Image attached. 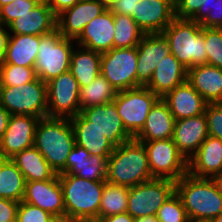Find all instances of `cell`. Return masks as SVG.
I'll list each match as a JSON object with an SVG mask.
<instances>
[{
  "label": "cell",
  "mask_w": 222,
  "mask_h": 222,
  "mask_svg": "<svg viewBox=\"0 0 222 222\" xmlns=\"http://www.w3.org/2000/svg\"><path fill=\"white\" fill-rule=\"evenodd\" d=\"M145 146L135 138L115 146L107 159L106 181L134 187L152 180Z\"/></svg>",
  "instance_id": "7a4b0ae2"
},
{
  "label": "cell",
  "mask_w": 222,
  "mask_h": 222,
  "mask_svg": "<svg viewBox=\"0 0 222 222\" xmlns=\"http://www.w3.org/2000/svg\"><path fill=\"white\" fill-rule=\"evenodd\" d=\"M158 222H190L180 197L174 192L158 209Z\"/></svg>",
  "instance_id": "74e56055"
},
{
  "label": "cell",
  "mask_w": 222,
  "mask_h": 222,
  "mask_svg": "<svg viewBox=\"0 0 222 222\" xmlns=\"http://www.w3.org/2000/svg\"><path fill=\"white\" fill-rule=\"evenodd\" d=\"M113 48L137 47L145 34L130 16L114 14Z\"/></svg>",
  "instance_id": "e575fe53"
},
{
  "label": "cell",
  "mask_w": 222,
  "mask_h": 222,
  "mask_svg": "<svg viewBox=\"0 0 222 222\" xmlns=\"http://www.w3.org/2000/svg\"><path fill=\"white\" fill-rule=\"evenodd\" d=\"M220 184H221V187H222V177L221 178H218Z\"/></svg>",
  "instance_id": "6f0895ef"
},
{
  "label": "cell",
  "mask_w": 222,
  "mask_h": 222,
  "mask_svg": "<svg viewBox=\"0 0 222 222\" xmlns=\"http://www.w3.org/2000/svg\"><path fill=\"white\" fill-rule=\"evenodd\" d=\"M80 114L101 131L115 146L123 144L132 137L126 132L115 102L91 106L80 111Z\"/></svg>",
  "instance_id": "e0dca14e"
},
{
  "label": "cell",
  "mask_w": 222,
  "mask_h": 222,
  "mask_svg": "<svg viewBox=\"0 0 222 222\" xmlns=\"http://www.w3.org/2000/svg\"><path fill=\"white\" fill-rule=\"evenodd\" d=\"M171 54L162 33L144 34L137 45V87L146 86L158 64Z\"/></svg>",
  "instance_id": "4fadbf2b"
},
{
  "label": "cell",
  "mask_w": 222,
  "mask_h": 222,
  "mask_svg": "<svg viewBox=\"0 0 222 222\" xmlns=\"http://www.w3.org/2000/svg\"><path fill=\"white\" fill-rule=\"evenodd\" d=\"M45 3L52 9L57 16L62 11L73 7L80 0H44Z\"/></svg>",
  "instance_id": "bcb514c9"
},
{
  "label": "cell",
  "mask_w": 222,
  "mask_h": 222,
  "mask_svg": "<svg viewBox=\"0 0 222 222\" xmlns=\"http://www.w3.org/2000/svg\"><path fill=\"white\" fill-rule=\"evenodd\" d=\"M188 173L199 178L222 177V141L208 136L188 161Z\"/></svg>",
  "instance_id": "44dd1931"
},
{
  "label": "cell",
  "mask_w": 222,
  "mask_h": 222,
  "mask_svg": "<svg viewBox=\"0 0 222 222\" xmlns=\"http://www.w3.org/2000/svg\"><path fill=\"white\" fill-rule=\"evenodd\" d=\"M19 202L0 198V222H16Z\"/></svg>",
  "instance_id": "ee69618b"
},
{
  "label": "cell",
  "mask_w": 222,
  "mask_h": 222,
  "mask_svg": "<svg viewBox=\"0 0 222 222\" xmlns=\"http://www.w3.org/2000/svg\"><path fill=\"white\" fill-rule=\"evenodd\" d=\"M25 187L26 180L23 174L9 159L0 172V198L21 202L25 195Z\"/></svg>",
  "instance_id": "1f68e13d"
},
{
  "label": "cell",
  "mask_w": 222,
  "mask_h": 222,
  "mask_svg": "<svg viewBox=\"0 0 222 222\" xmlns=\"http://www.w3.org/2000/svg\"><path fill=\"white\" fill-rule=\"evenodd\" d=\"M190 222H210L222 213V187L218 179L186 173L175 182Z\"/></svg>",
  "instance_id": "6da1fadb"
},
{
  "label": "cell",
  "mask_w": 222,
  "mask_h": 222,
  "mask_svg": "<svg viewBox=\"0 0 222 222\" xmlns=\"http://www.w3.org/2000/svg\"><path fill=\"white\" fill-rule=\"evenodd\" d=\"M58 177L65 216L73 222H97L105 181H90L72 174H58Z\"/></svg>",
  "instance_id": "277c9868"
},
{
  "label": "cell",
  "mask_w": 222,
  "mask_h": 222,
  "mask_svg": "<svg viewBox=\"0 0 222 222\" xmlns=\"http://www.w3.org/2000/svg\"><path fill=\"white\" fill-rule=\"evenodd\" d=\"M210 0H176L175 16L179 19H190L201 23L208 15Z\"/></svg>",
  "instance_id": "8d00e7d4"
},
{
  "label": "cell",
  "mask_w": 222,
  "mask_h": 222,
  "mask_svg": "<svg viewBox=\"0 0 222 222\" xmlns=\"http://www.w3.org/2000/svg\"><path fill=\"white\" fill-rule=\"evenodd\" d=\"M208 10L207 17L200 25L204 28H222V0H210Z\"/></svg>",
  "instance_id": "7bdbcfd3"
},
{
  "label": "cell",
  "mask_w": 222,
  "mask_h": 222,
  "mask_svg": "<svg viewBox=\"0 0 222 222\" xmlns=\"http://www.w3.org/2000/svg\"><path fill=\"white\" fill-rule=\"evenodd\" d=\"M97 222H135L128 212L100 218Z\"/></svg>",
  "instance_id": "7dc6e473"
},
{
  "label": "cell",
  "mask_w": 222,
  "mask_h": 222,
  "mask_svg": "<svg viewBox=\"0 0 222 222\" xmlns=\"http://www.w3.org/2000/svg\"><path fill=\"white\" fill-rule=\"evenodd\" d=\"M109 156H90L86 149L77 144L68 155L65 174H72L90 181H106Z\"/></svg>",
  "instance_id": "603a6c76"
},
{
  "label": "cell",
  "mask_w": 222,
  "mask_h": 222,
  "mask_svg": "<svg viewBox=\"0 0 222 222\" xmlns=\"http://www.w3.org/2000/svg\"><path fill=\"white\" fill-rule=\"evenodd\" d=\"M42 0H17L0 8V25L7 27L13 20L35 8Z\"/></svg>",
  "instance_id": "ab89813d"
},
{
  "label": "cell",
  "mask_w": 222,
  "mask_h": 222,
  "mask_svg": "<svg viewBox=\"0 0 222 222\" xmlns=\"http://www.w3.org/2000/svg\"><path fill=\"white\" fill-rule=\"evenodd\" d=\"M41 36L9 34L5 55L0 64L34 68Z\"/></svg>",
  "instance_id": "f1b7e54d"
},
{
  "label": "cell",
  "mask_w": 222,
  "mask_h": 222,
  "mask_svg": "<svg viewBox=\"0 0 222 222\" xmlns=\"http://www.w3.org/2000/svg\"><path fill=\"white\" fill-rule=\"evenodd\" d=\"M208 136L205 114L175 121L172 139L187 161L198 151Z\"/></svg>",
  "instance_id": "d6986e66"
},
{
  "label": "cell",
  "mask_w": 222,
  "mask_h": 222,
  "mask_svg": "<svg viewBox=\"0 0 222 222\" xmlns=\"http://www.w3.org/2000/svg\"><path fill=\"white\" fill-rule=\"evenodd\" d=\"M132 18L145 33H162L176 18L174 0H143L133 11Z\"/></svg>",
  "instance_id": "2e32d148"
},
{
  "label": "cell",
  "mask_w": 222,
  "mask_h": 222,
  "mask_svg": "<svg viewBox=\"0 0 222 222\" xmlns=\"http://www.w3.org/2000/svg\"><path fill=\"white\" fill-rule=\"evenodd\" d=\"M175 192V181L153 178L129 187L127 211L133 218L156 216L158 209Z\"/></svg>",
  "instance_id": "9c48e42d"
},
{
  "label": "cell",
  "mask_w": 222,
  "mask_h": 222,
  "mask_svg": "<svg viewBox=\"0 0 222 222\" xmlns=\"http://www.w3.org/2000/svg\"><path fill=\"white\" fill-rule=\"evenodd\" d=\"M114 14L106 9L91 20L76 38L79 47L100 53L109 51L114 43Z\"/></svg>",
  "instance_id": "ffe728a7"
},
{
  "label": "cell",
  "mask_w": 222,
  "mask_h": 222,
  "mask_svg": "<svg viewBox=\"0 0 222 222\" xmlns=\"http://www.w3.org/2000/svg\"><path fill=\"white\" fill-rule=\"evenodd\" d=\"M160 97L146 86L118 91L115 102L126 132L134 138L143 128L151 108Z\"/></svg>",
  "instance_id": "ba28073f"
},
{
  "label": "cell",
  "mask_w": 222,
  "mask_h": 222,
  "mask_svg": "<svg viewBox=\"0 0 222 222\" xmlns=\"http://www.w3.org/2000/svg\"><path fill=\"white\" fill-rule=\"evenodd\" d=\"M105 10L97 0H80L57 15V30L63 37L75 40L85 26Z\"/></svg>",
  "instance_id": "ac0fdd59"
},
{
  "label": "cell",
  "mask_w": 222,
  "mask_h": 222,
  "mask_svg": "<svg viewBox=\"0 0 222 222\" xmlns=\"http://www.w3.org/2000/svg\"><path fill=\"white\" fill-rule=\"evenodd\" d=\"M75 145L74 131L69 118H40L36 127L34 146L56 174H65L68 155Z\"/></svg>",
  "instance_id": "3957f363"
},
{
  "label": "cell",
  "mask_w": 222,
  "mask_h": 222,
  "mask_svg": "<svg viewBox=\"0 0 222 222\" xmlns=\"http://www.w3.org/2000/svg\"><path fill=\"white\" fill-rule=\"evenodd\" d=\"M162 99L175 120L204 114L207 104L187 81L168 92Z\"/></svg>",
  "instance_id": "cb8c5ba5"
},
{
  "label": "cell",
  "mask_w": 222,
  "mask_h": 222,
  "mask_svg": "<svg viewBox=\"0 0 222 222\" xmlns=\"http://www.w3.org/2000/svg\"><path fill=\"white\" fill-rule=\"evenodd\" d=\"M10 159L21 171L26 182L49 180L56 175L35 146L24 149Z\"/></svg>",
  "instance_id": "f546056e"
},
{
  "label": "cell",
  "mask_w": 222,
  "mask_h": 222,
  "mask_svg": "<svg viewBox=\"0 0 222 222\" xmlns=\"http://www.w3.org/2000/svg\"><path fill=\"white\" fill-rule=\"evenodd\" d=\"M8 36L9 31L7 32V30H5V28L0 25V61H2L5 55Z\"/></svg>",
  "instance_id": "681fc988"
},
{
  "label": "cell",
  "mask_w": 222,
  "mask_h": 222,
  "mask_svg": "<svg viewBox=\"0 0 222 222\" xmlns=\"http://www.w3.org/2000/svg\"><path fill=\"white\" fill-rule=\"evenodd\" d=\"M9 160V158L4 157L1 153H0V172L2 169V166Z\"/></svg>",
  "instance_id": "db71d44e"
},
{
  "label": "cell",
  "mask_w": 222,
  "mask_h": 222,
  "mask_svg": "<svg viewBox=\"0 0 222 222\" xmlns=\"http://www.w3.org/2000/svg\"><path fill=\"white\" fill-rule=\"evenodd\" d=\"M204 114L207 120L208 135L222 141V102L207 103Z\"/></svg>",
  "instance_id": "60d3db41"
},
{
  "label": "cell",
  "mask_w": 222,
  "mask_h": 222,
  "mask_svg": "<svg viewBox=\"0 0 222 222\" xmlns=\"http://www.w3.org/2000/svg\"><path fill=\"white\" fill-rule=\"evenodd\" d=\"M11 114L0 103V139L7 129Z\"/></svg>",
  "instance_id": "c3c4849f"
},
{
  "label": "cell",
  "mask_w": 222,
  "mask_h": 222,
  "mask_svg": "<svg viewBox=\"0 0 222 222\" xmlns=\"http://www.w3.org/2000/svg\"><path fill=\"white\" fill-rule=\"evenodd\" d=\"M135 222H158L156 216H144L135 219Z\"/></svg>",
  "instance_id": "816d5d0a"
},
{
  "label": "cell",
  "mask_w": 222,
  "mask_h": 222,
  "mask_svg": "<svg viewBox=\"0 0 222 222\" xmlns=\"http://www.w3.org/2000/svg\"><path fill=\"white\" fill-rule=\"evenodd\" d=\"M40 118L32 115H11L7 129L0 139V153L6 158L34 146L36 127Z\"/></svg>",
  "instance_id": "5bb4252c"
},
{
  "label": "cell",
  "mask_w": 222,
  "mask_h": 222,
  "mask_svg": "<svg viewBox=\"0 0 222 222\" xmlns=\"http://www.w3.org/2000/svg\"><path fill=\"white\" fill-rule=\"evenodd\" d=\"M75 142L86 149L90 156H110L115 145L97 128L93 127L80 113L70 118Z\"/></svg>",
  "instance_id": "83f0119b"
},
{
  "label": "cell",
  "mask_w": 222,
  "mask_h": 222,
  "mask_svg": "<svg viewBox=\"0 0 222 222\" xmlns=\"http://www.w3.org/2000/svg\"><path fill=\"white\" fill-rule=\"evenodd\" d=\"M129 188L105 181L99 207V219L125 213L128 205Z\"/></svg>",
  "instance_id": "836d02e7"
},
{
  "label": "cell",
  "mask_w": 222,
  "mask_h": 222,
  "mask_svg": "<svg viewBox=\"0 0 222 222\" xmlns=\"http://www.w3.org/2000/svg\"><path fill=\"white\" fill-rule=\"evenodd\" d=\"M80 87L68 70L47 82L48 117L71 118L80 111Z\"/></svg>",
  "instance_id": "7c38bea8"
},
{
  "label": "cell",
  "mask_w": 222,
  "mask_h": 222,
  "mask_svg": "<svg viewBox=\"0 0 222 222\" xmlns=\"http://www.w3.org/2000/svg\"><path fill=\"white\" fill-rule=\"evenodd\" d=\"M210 222H222V213L216 218L212 219Z\"/></svg>",
  "instance_id": "9f6ffc18"
},
{
  "label": "cell",
  "mask_w": 222,
  "mask_h": 222,
  "mask_svg": "<svg viewBox=\"0 0 222 222\" xmlns=\"http://www.w3.org/2000/svg\"><path fill=\"white\" fill-rule=\"evenodd\" d=\"M171 54L187 70L207 63L204 27L190 19L175 18L162 32Z\"/></svg>",
  "instance_id": "5b68a950"
},
{
  "label": "cell",
  "mask_w": 222,
  "mask_h": 222,
  "mask_svg": "<svg viewBox=\"0 0 222 222\" xmlns=\"http://www.w3.org/2000/svg\"><path fill=\"white\" fill-rule=\"evenodd\" d=\"M50 222H73V221L64 216V217H54Z\"/></svg>",
  "instance_id": "f5cc1de1"
},
{
  "label": "cell",
  "mask_w": 222,
  "mask_h": 222,
  "mask_svg": "<svg viewBox=\"0 0 222 222\" xmlns=\"http://www.w3.org/2000/svg\"><path fill=\"white\" fill-rule=\"evenodd\" d=\"M23 202L37 206L54 217H64L63 190L58 174L49 180L26 182Z\"/></svg>",
  "instance_id": "9a60e30c"
},
{
  "label": "cell",
  "mask_w": 222,
  "mask_h": 222,
  "mask_svg": "<svg viewBox=\"0 0 222 222\" xmlns=\"http://www.w3.org/2000/svg\"><path fill=\"white\" fill-rule=\"evenodd\" d=\"M139 0H119L110 10L113 14H121L132 17Z\"/></svg>",
  "instance_id": "f6af8a7d"
},
{
  "label": "cell",
  "mask_w": 222,
  "mask_h": 222,
  "mask_svg": "<svg viewBox=\"0 0 222 222\" xmlns=\"http://www.w3.org/2000/svg\"><path fill=\"white\" fill-rule=\"evenodd\" d=\"M117 91L100 74L89 85L80 87L79 102L81 111L91 106H97L112 102L115 99Z\"/></svg>",
  "instance_id": "d6a6232c"
},
{
  "label": "cell",
  "mask_w": 222,
  "mask_h": 222,
  "mask_svg": "<svg viewBox=\"0 0 222 222\" xmlns=\"http://www.w3.org/2000/svg\"><path fill=\"white\" fill-rule=\"evenodd\" d=\"M137 47L101 53V74L118 91L137 88Z\"/></svg>",
  "instance_id": "8fae6325"
},
{
  "label": "cell",
  "mask_w": 222,
  "mask_h": 222,
  "mask_svg": "<svg viewBox=\"0 0 222 222\" xmlns=\"http://www.w3.org/2000/svg\"><path fill=\"white\" fill-rule=\"evenodd\" d=\"M0 103L11 115L48 117L47 83L36 77L24 85L0 87Z\"/></svg>",
  "instance_id": "52a82bcc"
},
{
  "label": "cell",
  "mask_w": 222,
  "mask_h": 222,
  "mask_svg": "<svg viewBox=\"0 0 222 222\" xmlns=\"http://www.w3.org/2000/svg\"><path fill=\"white\" fill-rule=\"evenodd\" d=\"M187 82L207 103L222 102V69L209 64L187 70Z\"/></svg>",
  "instance_id": "d4e9b609"
},
{
  "label": "cell",
  "mask_w": 222,
  "mask_h": 222,
  "mask_svg": "<svg viewBox=\"0 0 222 222\" xmlns=\"http://www.w3.org/2000/svg\"><path fill=\"white\" fill-rule=\"evenodd\" d=\"M106 9H111L119 0H97Z\"/></svg>",
  "instance_id": "f907efd6"
},
{
  "label": "cell",
  "mask_w": 222,
  "mask_h": 222,
  "mask_svg": "<svg viewBox=\"0 0 222 222\" xmlns=\"http://www.w3.org/2000/svg\"><path fill=\"white\" fill-rule=\"evenodd\" d=\"M153 178L178 181L188 172V161L172 138L142 142Z\"/></svg>",
  "instance_id": "30bf717a"
},
{
  "label": "cell",
  "mask_w": 222,
  "mask_h": 222,
  "mask_svg": "<svg viewBox=\"0 0 222 222\" xmlns=\"http://www.w3.org/2000/svg\"><path fill=\"white\" fill-rule=\"evenodd\" d=\"M207 63L222 69V28H204Z\"/></svg>",
  "instance_id": "f35d334b"
},
{
  "label": "cell",
  "mask_w": 222,
  "mask_h": 222,
  "mask_svg": "<svg viewBox=\"0 0 222 222\" xmlns=\"http://www.w3.org/2000/svg\"><path fill=\"white\" fill-rule=\"evenodd\" d=\"M53 218L54 216L37 206L19 202L16 222H50Z\"/></svg>",
  "instance_id": "b9f144b4"
},
{
  "label": "cell",
  "mask_w": 222,
  "mask_h": 222,
  "mask_svg": "<svg viewBox=\"0 0 222 222\" xmlns=\"http://www.w3.org/2000/svg\"><path fill=\"white\" fill-rule=\"evenodd\" d=\"M74 39L63 37L56 29L41 36L34 70L44 83L70 70Z\"/></svg>",
  "instance_id": "8992f818"
},
{
  "label": "cell",
  "mask_w": 222,
  "mask_h": 222,
  "mask_svg": "<svg viewBox=\"0 0 222 222\" xmlns=\"http://www.w3.org/2000/svg\"><path fill=\"white\" fill-rule=\"evenodd\" d=\"M79 48L72 52L70 71L79 87H84L101 74V53L83 47Z\"/></svg>",
  "instance_id": "4dcf8cb0"
},
{
  "label": "cell",
  "mask_w": 222,
  "mask_h": 222,
  "mask_svg": "<svg viewBox=\"0 0 222 222\" xmlns=\"http://www.w3.org/2000/svg\"><path fill=\"white\" fill-rule=\"evenodd\" d=\"M57 16L42 0L28 13L13 20L7 28L13 34L43 36L57 29Z\"/></svg>",
  "instance_id": "7402d4cb"
},
{
  "label": "cell",
  "mask_w": 222,
  "mask_h": 222,
  "mask_svg": "<svg viewBox=\"0 0 222 222\" xmlns=\"http://www.w3.org/2000/svg\"><path fill=\"white\" fill-rule=\"evenodd\" d=\"M186 81L187 69L172 54H169L158 64L146 87L163 98Z\"/></svg>",
  "instance_id": "484cf974"
},
{
  "label": "cell",
  "mask_w": 222,
  "mask_h": 222,
  "mask_svg": "<svg viewBox=\"0 0 222 222\" xmlns=\"http://www.w3.org/2000/svg\"><path fill=\"white\" fill-rule=\"evenodd\" d=\"M17 0H0V8L11 3V2H15Z\"/></svg>",
  "instance_id": "11a10c76"
},
{
  "label": "cell",
  "mask_w": 222,
  "mask_h": 222,
  "mask_svg": "<svg viewBox=\"0 0 222 222\" xmlns=\"http://www.w3.org/2000/svg\"><path fill=\"white\" fill-rule=\"evenodd\" d=\"M175 121L167 103L160 98L151 108L143 128L134 138L140 142L172 138Z\"/></svg>",
  "instance_id": "4316f807"
},
{
  "label": "cell",
  "mask_w": 222,
  "mask_h": 222,
  "mask_svg": "<svg viewBox=\"0 0 222 222\" xmlns=\"http://www.w3.org/2000/svg\"><path fill=\"white\" fill-rule=\"evenodd\" d=\"M1 87H15L33 81L37 76L34 68L14 64H0Z\"/></svg>",
  "instance_id": "d590c367"
}]
</instances>
